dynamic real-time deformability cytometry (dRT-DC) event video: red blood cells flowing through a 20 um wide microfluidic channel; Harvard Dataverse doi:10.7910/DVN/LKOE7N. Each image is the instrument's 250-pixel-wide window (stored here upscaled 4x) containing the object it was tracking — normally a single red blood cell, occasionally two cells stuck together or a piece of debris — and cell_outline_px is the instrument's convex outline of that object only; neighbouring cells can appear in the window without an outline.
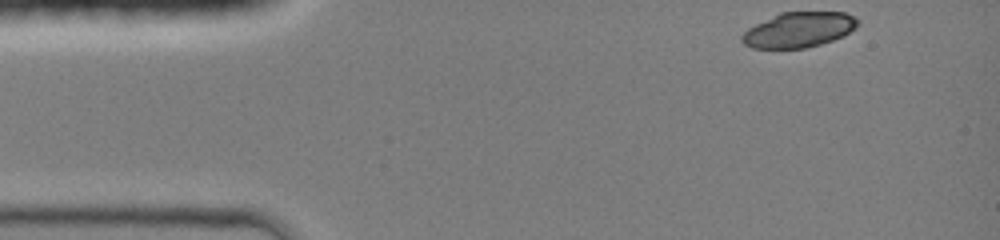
{"species": "common noctule bat (a hibernating species)", "species_latin": "Nyctalus noctula", "temperature_condition": "room temperature", "stored_images_in_passage": 38, "camera_frame_rate_fps": 3000, "um_per_image_px": 0.085, "animal": {"sex": "female", "body_mass_g": 19.0, "forearm_length_mm": 51.5}, "frame": {"image": 1, "passage_image": 1, "time_ms": 0.0, "image_size_px": [1000, 240], "cell_outline_px": [[860, 20], [856, 28], [844, 36], [820, 44], [804, 48], [752, 48], [744, 44], [740, 40], [740, 36], [748, 28], [780, 12], [844, 12]], "centroid_in_image_um": [67.9, 2.53], "position_along_channel_um": 17.1, "area_um2": 23.76}}
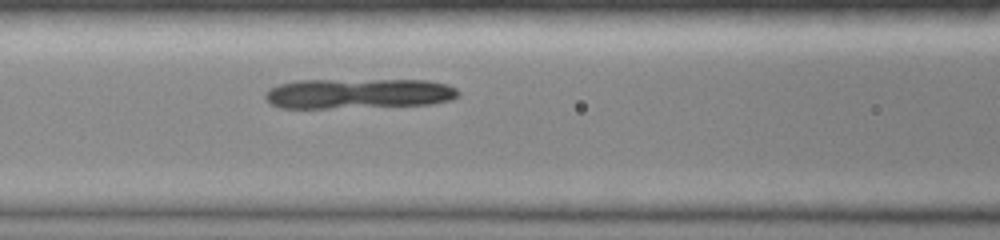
{"frame": {"image": 2, "passage_image": 15, "time_ms": 4.667, "image_size_px": [1000, 240], "cell_outline_px": [[460, 96], [452, 100], [432, 104], [328, 108], [280, 108], [272, 104], [264, 96], [264, 92], [268, 88], [276, 84], [296, 80], [428, 80], [448, 84], [456, 88], [460, 92]], "centroid_in_image_um": [30.46, 7.94], "position_along_channel_um": 136.1, "area_um2": 34.28}}
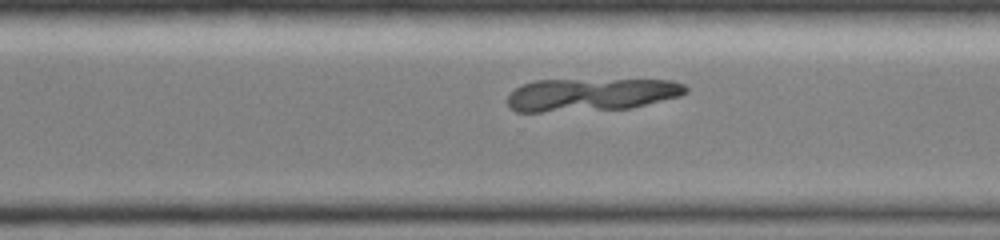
{"frame": {"image": 3, "passage_image": 28, "time_ms": 9.0, "image_size_px": [1000, 240], "cell_outline_px": [[688, 92], [680, 96], [632, 108], [540, 112], [516, 112], [508, 104], [508, 96], [516, 88], [524, 84], [536, 80], [672, 80], [684, 84], [688, 88]], "centroid_in_image_um": [50.28, 8.04], "position_along_channel_um": 320.3, "area_um2": 33.99}}